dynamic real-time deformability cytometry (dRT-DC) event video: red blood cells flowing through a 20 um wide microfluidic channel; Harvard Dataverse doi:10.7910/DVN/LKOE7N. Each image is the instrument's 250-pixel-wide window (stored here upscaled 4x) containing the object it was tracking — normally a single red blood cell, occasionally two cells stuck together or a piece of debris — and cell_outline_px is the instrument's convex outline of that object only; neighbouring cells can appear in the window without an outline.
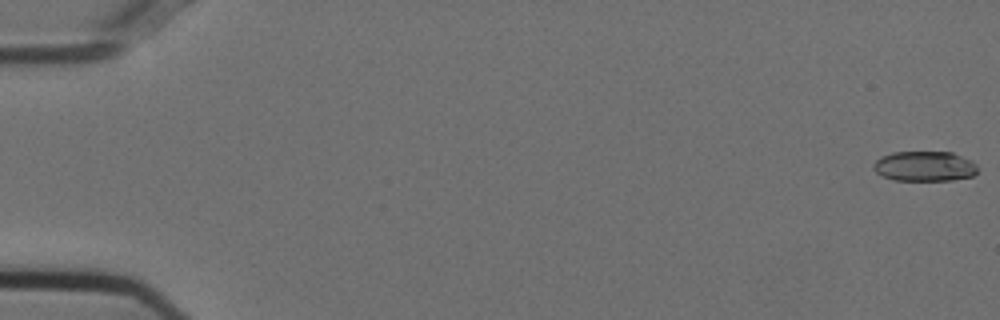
{"species": "Egyptian fruit bat (a non-hibernating species)", "species_latin": "Rousettus aegyptiacus", "temperature_condition": "cold", "stored_images_in_passage": 55, "camera_frame_rate_fps": 3000, "um_per_image_px": 0.085, "animal": {"sex": "female"}, "frame": {"image": 1, "passage_image": 1, "time_ms": 0.0, "image_size_px": [1000, 320], "cell_outline_px": [[976, 172], [972, 176], [952, 180], [892, 180], [876, 172], [872, 168], [872, 164], [880, 156], [892, 152], [952, 152], [972, 160], [976, 164]], "centroid_in_image_um": [78.56, 14.12], "position_along_channel_um": 6.4, "area_um2": 18.32}}
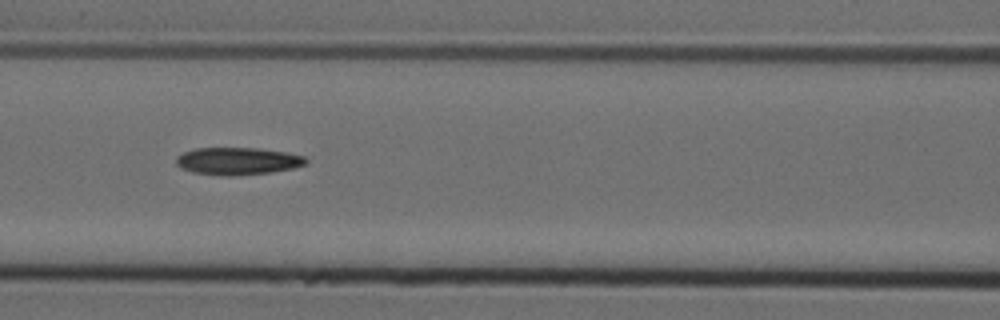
{"frame": {"image": 2, "passage_image": 25, "time_ms": 8.0, "image_size_px": [1000, 320], "cell_outline_px": [[308, 160], [304, 164], [292, 168], [272, 172], [232, 176], [220, 176], [192, 172], [180, 168], [176, 164], [176, 156], [184, 152], [196, 148], [256, 148], [284, 152], [304, 156]], "centroid_in_image_um": [20.15, 13.7], "position_along_channel_um": 146.5, "area_um2": 20.69}}
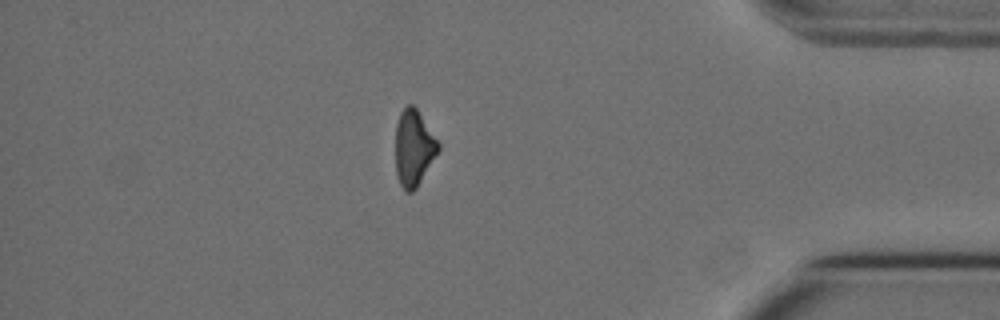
{"frame": {"image": 3, "passage_image": 48, "time_ms": 15.667, "image_size_px": [1000, 320], "cell_outline_px": [[440, 148], [416, 188], [412, 192], [404, 192], [400, 184], [396, 172], [396, 124], [400, 112], [408, 104], [412, 104], [416, 108], [440, 144]], "centroid_in_image_um": [35.15, 12.58], "position_along_channel_um": 400.1, "area_um2": 18.73}, "authors_computed_cell_mechanics": {"area_um2": 20.2878, "velocity_mm_per_s": 3.7375, "shape_relaxation_time_tau1_ms": 7.5062, "shape_relaxation_time_tau2_ms": 8.4823, "deformation_change_tau1": 0.1753, "deformation_change_tau2": 0.1895}}